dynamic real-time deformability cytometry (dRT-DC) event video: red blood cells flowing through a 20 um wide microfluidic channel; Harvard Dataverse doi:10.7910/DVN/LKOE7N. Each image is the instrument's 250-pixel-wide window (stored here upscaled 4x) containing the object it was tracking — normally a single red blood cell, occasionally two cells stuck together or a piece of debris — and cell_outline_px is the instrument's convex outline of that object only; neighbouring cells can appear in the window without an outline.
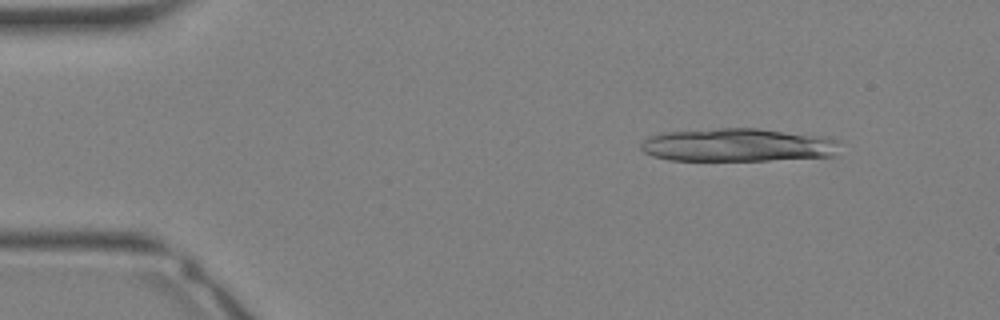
{"species": "Egyptian fruit bat (a non-hibernating species)", "species_latin": "Rousettus aegyptiacus", "temperature_condition": "warm", "stored_images_in_passage": 18, "segment_of_instrument_passage": [1, 2], "camera_frame_rate_fps": 3000, "um_per_image_px": 0.085, "animal": {"sex": "female"}, "frame": {"image": 1, "passage_image": 4, "time_ms": 1.0, "image_size_px": [1000, 320], "cell_outline_px": [[840, 140], [836, 156], [768, 160], [668, 160], [652, 156], [644, 152], [640, 148], [640, 144], [648, 136], [668, 132], [716, 128], [756, 128], [828, 136]], "centroid_in_image_um": [62.76, 12.32], "position_along_channel_um": 22.2, "area_um2": 38.84}}